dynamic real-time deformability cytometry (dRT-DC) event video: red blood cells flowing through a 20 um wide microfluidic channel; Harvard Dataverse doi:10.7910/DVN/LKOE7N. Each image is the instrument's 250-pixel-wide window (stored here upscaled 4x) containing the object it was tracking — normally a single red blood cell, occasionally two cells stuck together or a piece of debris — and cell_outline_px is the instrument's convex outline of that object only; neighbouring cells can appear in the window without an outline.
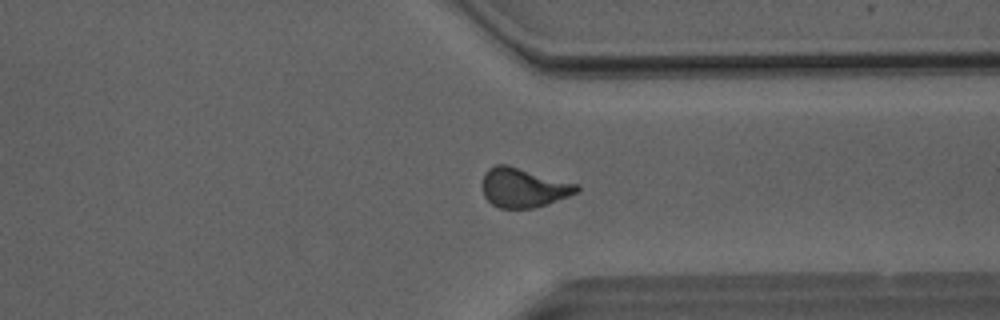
{"species": "Egyptian fruit bat (a non-hibernating species)", "species_latin": "Rousettus aegyptiacus", "temperature_condition": "room temperature", "stored_images_in_passage": 49, "camera_frame_rate_fps": 3000, "um_per_image_px": 0.085, "animal": {"sex": "male"}, "frame": {"image": 1, "passage_image": 37, "time_ms": 12.0, "image_size_px": [1000, 320], "cell_outline_px": [[580, 192], [532, 208], [500, 208], [492, 204], [484, 196], [484, 172], [488, 168], [496, 164], [508, 164], [580, 184]], "centroid_in_image_um": [44.53, 15.92], "position_along_channel_um": 366.9, "area_um2": 21.68}}
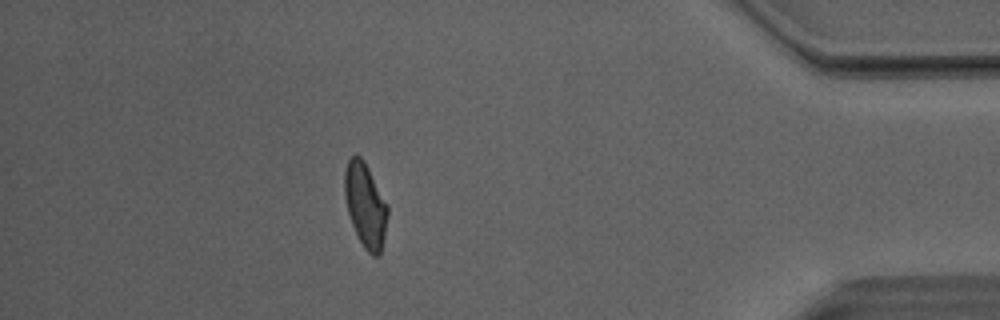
{"frame": {"image": 2, "passage_image": 43, "time_ms": 14.0, "image_size_px": [1000, 320], "cell_outline_px": [[388, 216], [380, 256], [372, 256], [364, 248], [352, 224], [348, 212], [344, 196], [344, 172], [348, 160], [352, 156], [360, 156], [364, 160], [388, 204]], "centroid_in_image_um": [31.06, 17.43], "position_along_channel_um": 404.1, "area_um2": 21.15}, "authors_computed_cell_mechanics": {"area_um2": 21.675, "velocity_mm_per_s": 4.0882, "shape_relaxation_time_tau1_ms": 4.9802, "shape_relaxation_time_tau2_ms": 1.2438, "deformation_change_tau1": 0.1402, "deformation_change_tau2": 0.0826}}